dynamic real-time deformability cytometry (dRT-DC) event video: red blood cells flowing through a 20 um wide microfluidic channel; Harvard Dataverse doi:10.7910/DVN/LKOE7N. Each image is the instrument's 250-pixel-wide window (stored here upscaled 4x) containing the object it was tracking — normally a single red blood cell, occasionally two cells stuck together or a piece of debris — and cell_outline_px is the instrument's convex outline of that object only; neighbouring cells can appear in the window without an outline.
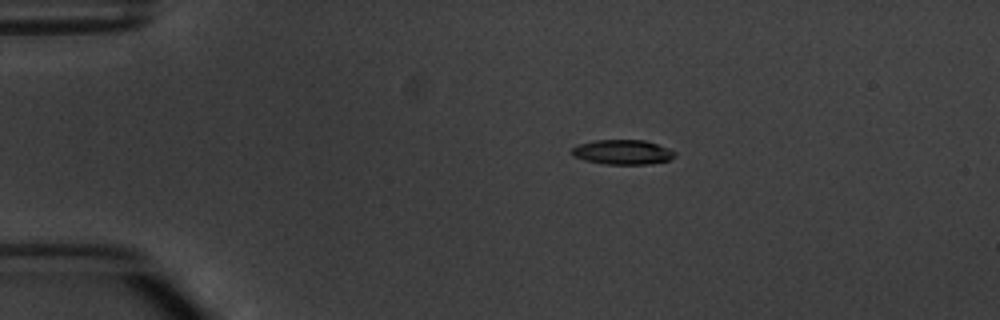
{"species": "common noctule bat (a hibernating species)", "species_latin": "Nyctalus noctula", "temperature_condition": "warm", "stored_images_in_passage": 4, "camera_frame_rate_fps": 3000, "um_per_image_px": 0.085, "animal": {"sex": "male", "body_mass_g": 20.1, "forearm_length_mm": 53.5}, "frame": {"image": 1, "passage_image": 3, "time_ms": 2.333, "image_size_px": [1000, 320], "cell_outline_px": [[676, 156], [668, 160], [648, 164], [604, 164], [584, 160], [572, 156], [572, 148], [576, 144], [596, 140], [644, 140], [668, 148], [676, 152]], "centroid_in_image_um": [52.89, 12.93], "position_along_channel_um": 32.1, "area_um2": 14.85}}